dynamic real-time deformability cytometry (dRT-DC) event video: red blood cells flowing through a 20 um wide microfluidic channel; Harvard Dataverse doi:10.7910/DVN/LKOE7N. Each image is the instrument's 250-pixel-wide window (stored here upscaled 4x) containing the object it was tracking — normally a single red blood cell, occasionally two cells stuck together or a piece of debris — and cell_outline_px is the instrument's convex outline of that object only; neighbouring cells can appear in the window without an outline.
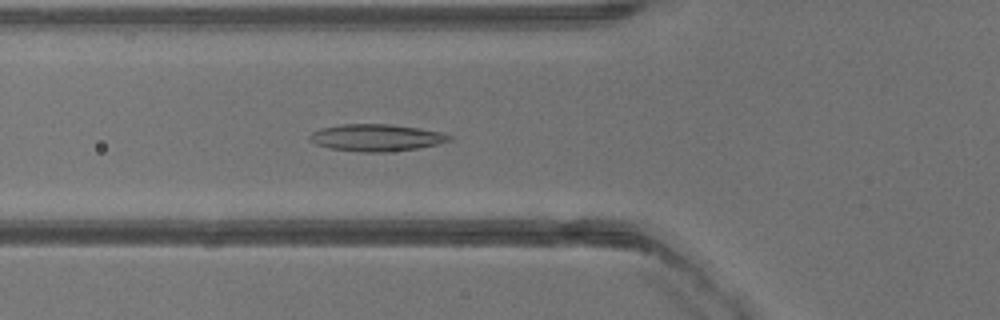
{"species": "common noctule bat (a hibernating species)", "species_latin": "Nyctalus noctula", "temperature_condition": "warm", "stored_images_in_passage": 27, "camera_frame_rate_fps": 3000, "um_per_image_px": 0.085, "animal": {"sex": "male", "body_mass_g": 13.3}, "frame": {"image": 1, "passage_image": 6, "time_ms": 1.667, "image_size_px": [1000, 320], "cell_outline_px": [[452, 140], [436, 144], [416, 148], [388, 152], [360, 152], [328, 148], [316, 144], [308, 140], [308, 136], [312, 132], [320, 128], [340, 124], [392, 124], [420, 128], [440, 132], [452, 136]], "centroid_in_image_um": [31.94, 11.69], "position_along_channel_um": 93.9, "area_um2": 22.08}}
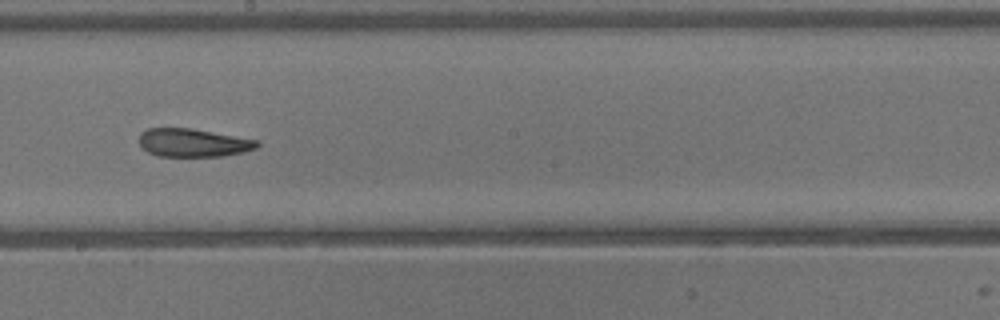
{"frame": {"image": 2, "passage_image": 14, "time_ms": 4.333, "image_size_px": [1000, 320], "cell_outline_px": [[260, 144], [256, 148], [244, 152], [224, 156], [156, 156], [148, 152], [140, 144], [140, 132], [148, 128], [192, 128], [260, 140]], "centroid_in_image_um": [16.45, 12.13], "position_along_channel_um": 231.7, "area_um2": 19.54}}
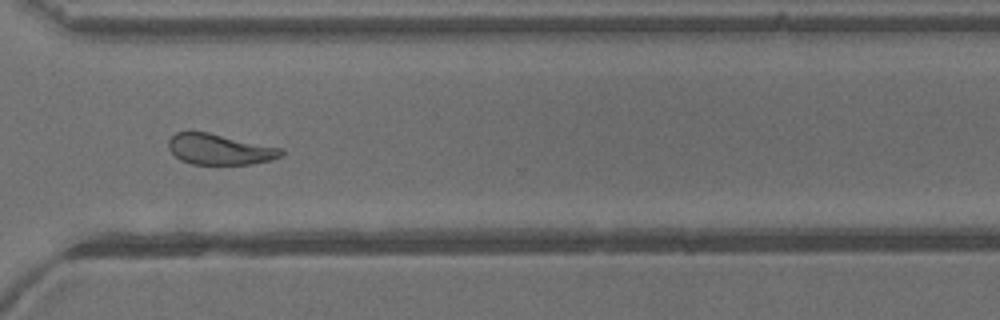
{"frame": {"image": 3, "passage_image": 21, "time_ms": 6.667, "image_size_px": [1000, 320], "cell_outline_px": [[284, 152], [280, 156], [268, 160], [252, 164], [192, 164], [180, 160], [168, 148], [168, 140], [176, 132], [208, 132], [284, 148]], "centroid_in_image_um": [18.67, 12.69], "position_along_channel_um": 351.9, "area_um2": 20.11}}